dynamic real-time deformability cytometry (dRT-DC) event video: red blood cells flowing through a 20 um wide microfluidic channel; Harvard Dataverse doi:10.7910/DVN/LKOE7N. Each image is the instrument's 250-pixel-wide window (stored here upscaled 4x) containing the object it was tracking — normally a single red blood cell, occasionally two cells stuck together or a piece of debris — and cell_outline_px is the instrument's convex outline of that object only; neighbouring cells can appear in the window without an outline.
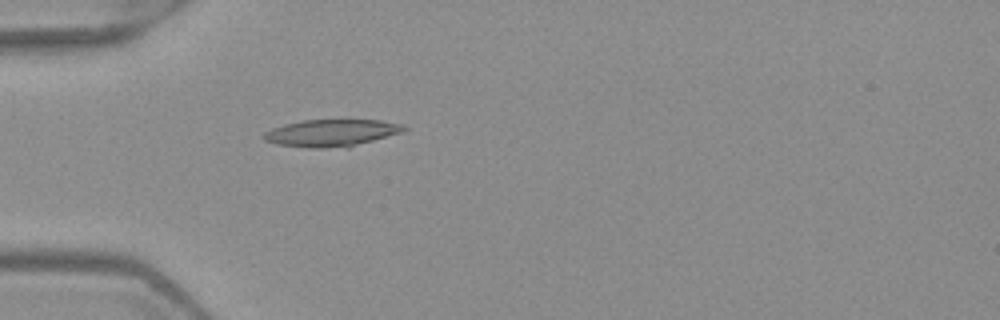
{"species": "Egyptian fruit bat (a non-hibernating species)", "species_latin": "Rousettus aegyptiacus", "temperature_condition": "warm", "stored_images_in_passage": 5, "camera_frame_rate_fps": 3000, "um_per_image_px": 0.085, "frame": {"image": 1, "passage_image": 5, "time_ms": 1.333, "image_size_px": [1000, 320], "cell_outline_px": [[408, 128], [404, 132], [348, 148], [312, 148], [276, 144], [264, 140], [260, 136], [264, 132], [272, 128], [284, 124], [304, 120], [380, 120], [400, 124]], "centroid_in_image_um": [28.17, 11.31], "position_along_channel_um": 56.8, "area_um2": 22.43}}